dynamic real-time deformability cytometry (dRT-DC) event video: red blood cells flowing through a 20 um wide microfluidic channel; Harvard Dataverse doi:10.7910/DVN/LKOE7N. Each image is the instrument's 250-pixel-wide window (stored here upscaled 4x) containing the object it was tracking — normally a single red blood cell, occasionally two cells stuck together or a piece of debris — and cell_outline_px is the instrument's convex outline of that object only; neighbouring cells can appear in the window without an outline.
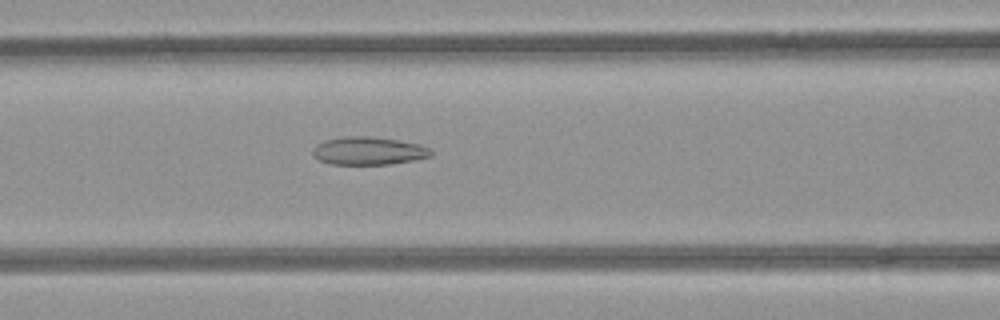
{"species": "common noctule bat (a hibernating species)", "species_latin": "Nyctalus noctula", "temperature_condition": "room temperature", "stored_images_in_passage": 52, "camera_frame_rate_fps": 3000, "um_per_image_px": 0.085, "animal": {"sex": "female", "body_mass_g": 21.9}, "frame": {"image": 1, "passage_image": 22, "time_ms": 7.0, "image_size_px": [1000, 320], "cell_outline_px": [[432, 156], [412, 160], [388, 164], [332, 164], [320, 160], [312, 156], [312, 148], [316, 144], [324, 140], [344, 136], [368, 136], [400, 140], [420, 144], [428, 148], [432, 152]], "centroid_in_image_um": [31.28, 12.81], "position_along_channel_um": 135.3, "area_um2": 19.31}}
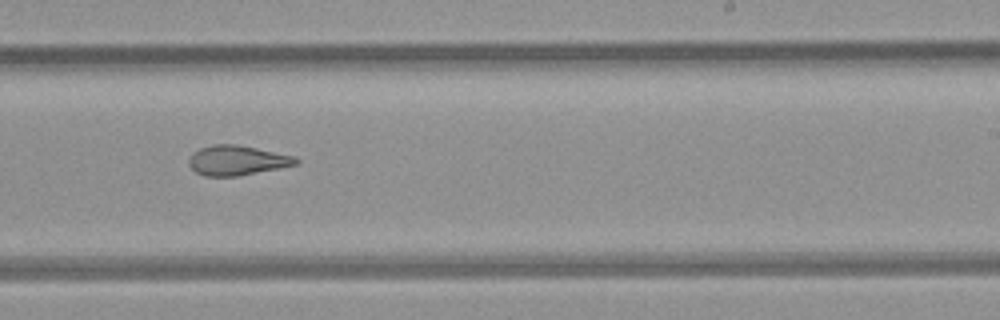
{"frame": {"image": 2, "passage_image": 32, "time_ms": 10.333, "image_size_px": [1000, 320], "cell_outline_px": [[300, 160], [296, 164], [280, 168], [236, 176], [204, 176], [196, 172], [188, 164], [188, 160], [192, 152], [200, 148], [212, 144], [236, 144], [256, 148], [292, 156]], "centroid_in_image_um": [20.09, 13.63], "position_along_channel_um": 268.9, "area_um2": 18.44}}
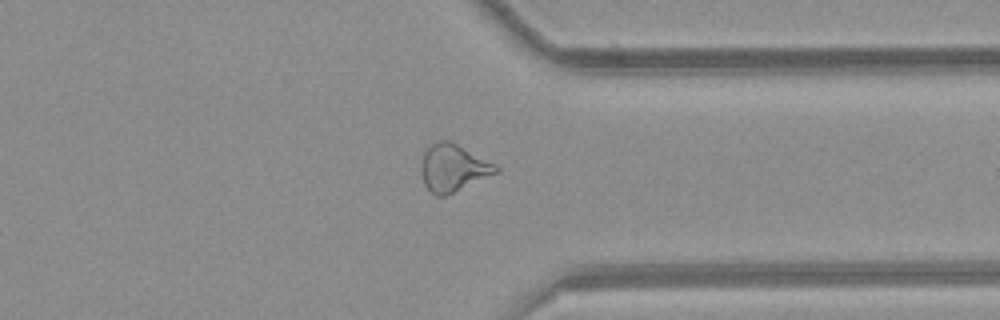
{"frame": {"image": 3, "passage_image": 40, "time_ms": 13.0, "image_size_px": [1000, 320], "cell_outline_px": [[500, 172], [448, 196], [436, 196], [424, 184], [420, 172], [420, 168], [424, 152], [436, 140], [448, 140], [496, 164], [500, 168]], "centroid_in_image_um": [38.53, 14.3], "position_along_channel_um": 372.9, "area_um2": 20.81}, "authors_computed_cell_mechanics": {"area_um2": 22.8888, "velocity_mm_per_s": 4.0135, "shape_relaxation_time_tau1_ms": null, "shape_relaxation_time_tau2_ms": 2.7963, "deformation_change_tau1": null, "deformation_change_tau2": 0.1049}}